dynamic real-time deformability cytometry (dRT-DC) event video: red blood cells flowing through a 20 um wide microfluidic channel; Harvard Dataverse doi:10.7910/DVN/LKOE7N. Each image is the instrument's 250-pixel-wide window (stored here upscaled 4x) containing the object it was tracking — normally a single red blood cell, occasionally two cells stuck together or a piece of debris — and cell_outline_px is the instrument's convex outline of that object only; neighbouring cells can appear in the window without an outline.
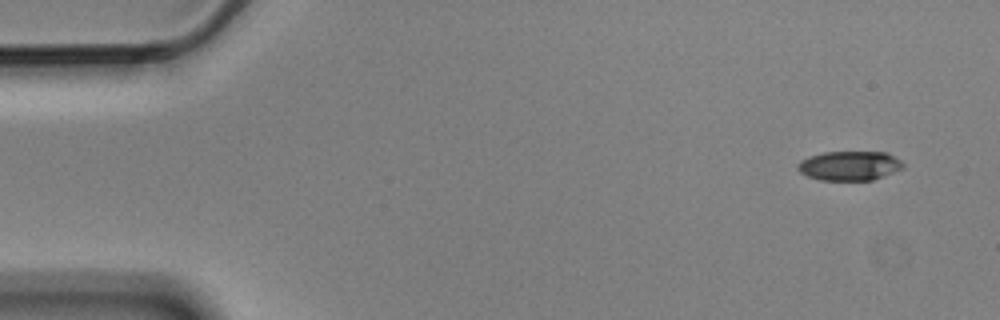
{"species": "Egyptian fruit bat (a non-hibernating species)", "species_latin": "Rousettus aegyptiacus", "temperature_condition": "cold", "stored_images_in_passage": 6, "camera_frame_rate_fps": 3000, "um_per_image_px": 0.085, "animal": {"sex": "male"}, "frame": {"image": 1, "passage_image": 1, "time_ms": 0.0, "image_size_px": [1000, 320], "cell_outline_px": [[904, 168], [872, 180], [820, 180], [808, 176], [800, 172], [796, 168], [796, 164], [800, 160], [824, 152], [888, 152], [900, 160], [904, 164]], "centroid_in_image_um": [72.21, 14.08], "position_along_channel_um": 12.8, "area_um2": 18.03}}
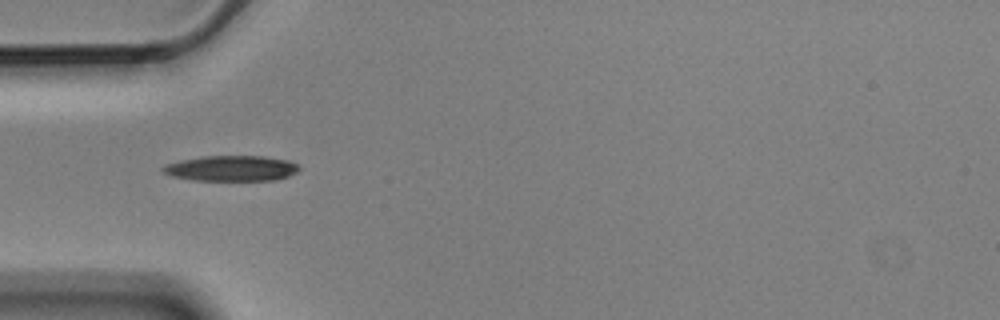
{"frame": {"image": 2, "passage_image": 5, "time_ms": 1.333, "image_size_px": [1000, 320], "cell_outline_px": [[300, 168], [296, 172], [288, 176], [272, 180], [192, 180], [172, 176], [164, 172], [160, 168], [164, 164], [180, 160], [204, 156], [264, 156], [288, 160], [296, 164]], "centroid_in_image_um": [19.63, 14.3], "position_along_channel_um": 65.4, "area_um2": 20.17}}
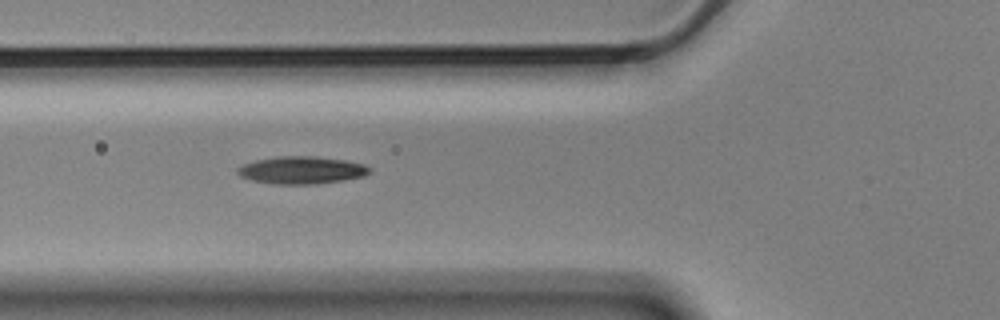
{"frame": {"image": 3, "passage_image": 6, "time_ms": 1.667, "image_size_px": [1000, 320], "cell_outline_px": [[372, 172], [364, 176], [340, 180], [312, 184], [276, 184], [252, 180], [240, 176], [236, 172], [236, 168], [244, 164], [256, 160], [276, 156], [312, 156], [344, 160], [364, 164], [372, 168]], "centroid_in_image_um": [25.63, 14.45], "position_along_channel_um": 100.2, "area_um2": 21.04}}